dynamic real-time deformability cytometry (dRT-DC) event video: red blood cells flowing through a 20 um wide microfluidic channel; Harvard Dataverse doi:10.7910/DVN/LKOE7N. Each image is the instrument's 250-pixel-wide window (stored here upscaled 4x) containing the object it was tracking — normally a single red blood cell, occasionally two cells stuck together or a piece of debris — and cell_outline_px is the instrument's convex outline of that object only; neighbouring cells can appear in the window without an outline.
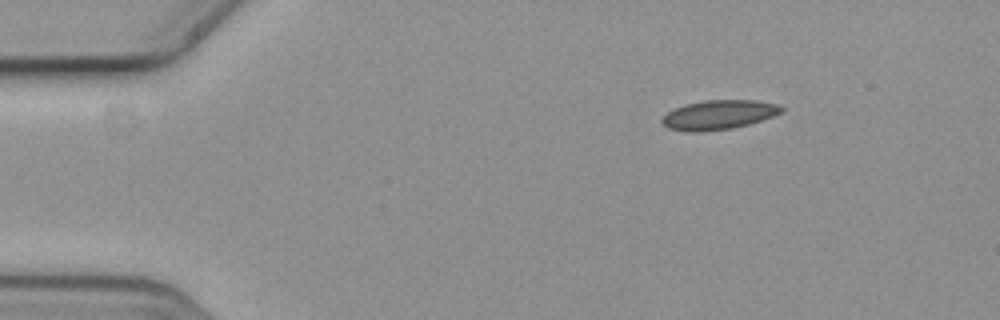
{"species": "common noctule bat (a hibernating species)", "species_latin": "Nyctalus noctula", "temperature_condition": "cold", "stored_images_in_passage": 4, "camera_frame_rate_fps": 3000, "um_per_image_px": 0.085, "animal": {"sex": "female", "body_mass_g": 19.3, "forearm_length_mm": 54.1}, "frame": {"image": 1, "passage_image": 1, "time_ms": 0.0, "image_size_px": [1000, 320], "cell_outline_px": [[784, 112], [748, 124], [732, 128], [704, 132], [688, 132], [668, 128], [660, 120], [668, 112], [684, 104], [704, 100], [756, 100], [780, 104], [784, 108]], "centroid_in_image_um": [61.11, 9.75], "position_along_channel_um": 23.9, "area_um2": 20.52}}
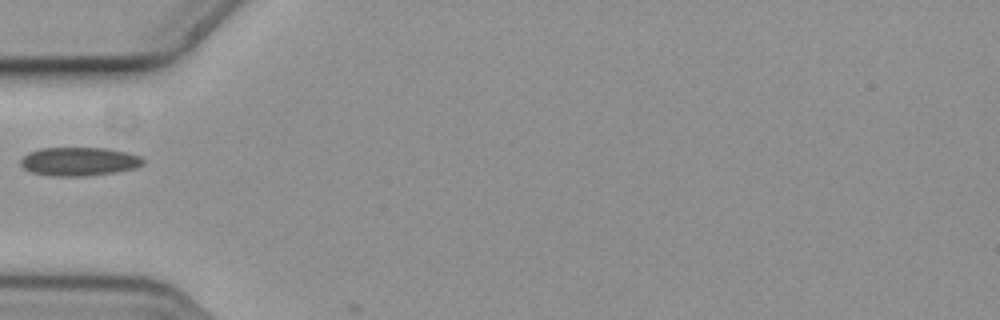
{"frame": {"image": 2, "passage_image": 4, "time_ms": 1.0, "image_size_px": [1000, 320], "cell_outline_px": [[144, 164], [136, 168], [116, 172], [84, 176], [52, 176], [32, 172], [24, 168], [20, 164], [20, 160], [28, 152], [40, 148], [108, 148], [128, 152], [140, 156], [144, 160]], "centroid_in_image_um": [6.74, 13.72], "position_along_channel_um": 78.3, "area_um2": 20.52}}